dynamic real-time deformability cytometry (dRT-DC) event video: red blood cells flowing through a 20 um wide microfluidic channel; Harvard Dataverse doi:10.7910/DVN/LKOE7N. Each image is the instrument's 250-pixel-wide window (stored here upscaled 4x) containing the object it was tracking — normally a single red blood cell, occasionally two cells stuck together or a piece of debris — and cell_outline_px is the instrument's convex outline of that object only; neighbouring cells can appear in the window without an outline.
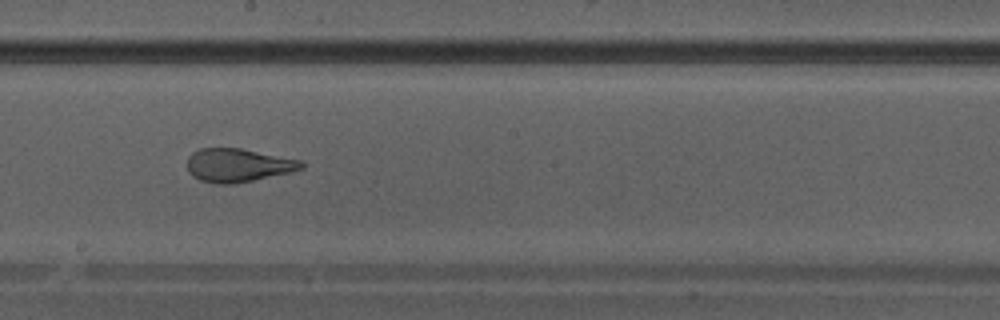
{"species": "Egyptian fruit bat (a non-hibernating species)", "species_latin": "Rousettus aegyptiacus", "temperature_condition": "warm", "stored_images_in_passage": 30, "camera_frame_rate_fps": 3000, "um_per_image_px": 0.085, "animal": {"sex": "male"}, "frame": {"image": 1, "passage_image": 13, "time_ms": 4.0, "image_size_px": [1000, 320], "cell_outline_px": [[304, 168], [288, 172], [252, 180], [232, 184], [216, 184], [200, 180], [192, 176], [188, 172], [188, 156], [192, 152], [200, 148], [240, 148], [304, 160]], "centroid_in_image_um": [20.22, 14.03], "position_along_channel_um": 228.0, "area_um2": 22.25}}